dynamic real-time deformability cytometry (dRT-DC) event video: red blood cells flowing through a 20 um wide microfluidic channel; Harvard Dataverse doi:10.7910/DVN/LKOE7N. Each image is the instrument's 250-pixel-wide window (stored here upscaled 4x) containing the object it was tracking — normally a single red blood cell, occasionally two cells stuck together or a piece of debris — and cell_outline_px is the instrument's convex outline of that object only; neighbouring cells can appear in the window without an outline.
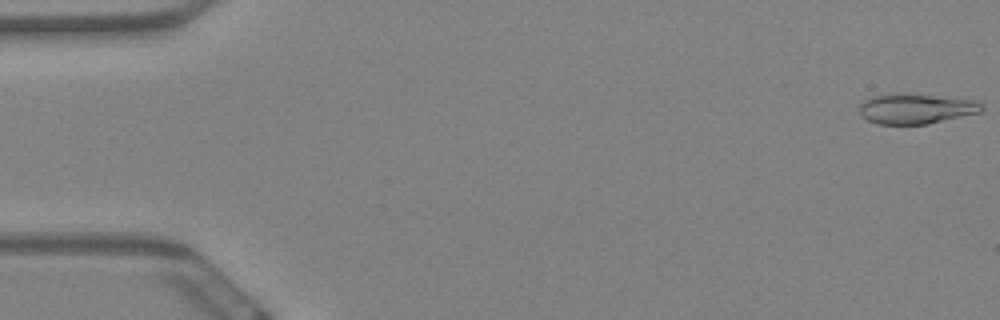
{"species": "Egyptian fruit bat (a non-hibernating species)", "species_latin": "Rousettus aegyptiacus", "temperature_condition": "warm", "stored_images_in_passage": 59, "camera_frame_rate_fps": 3000, "um_per_image_px": 0.085, "animal": {"sex": "female"}, "frame": {"image": 1, "passage_image": 1, "time_ms": 0.0, "image_size_px": [1000, 320], "cell_outline_px": [[984, 108], [980, 112], [928, 124], [876, 124], [868, 120], [860, 112], [860, 104], [864, 100], [872, 96], [896, 92], [976, 100], [984, 104]], "centroid_in_image_um": [77.86, 9.23], "position_along_channel_um": 7.1, "area_um2": 21.56}}
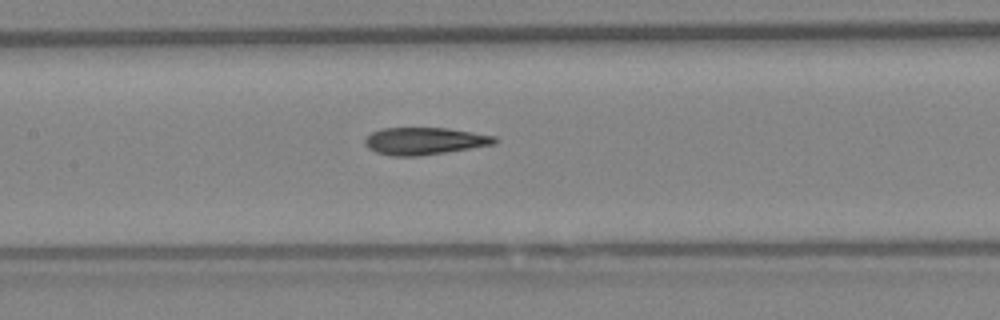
{"frame": {"image": 2, "passage_image": 28, "time_ms": 9.0, "image_size_px": [1000, 320], "cell_outline_px": [[500, 140], [496, 144], [444, 152], [416, 156], [392, 156], [376, 152], [368, 148], [364, 144], [364, 140], [372, 132], [380, 128], [448, 128], [496, 136]], "centroid_in_image_um": [36.09, 11.98], "position_along_channel_um": 171.3, "area_um2": 20.58}}
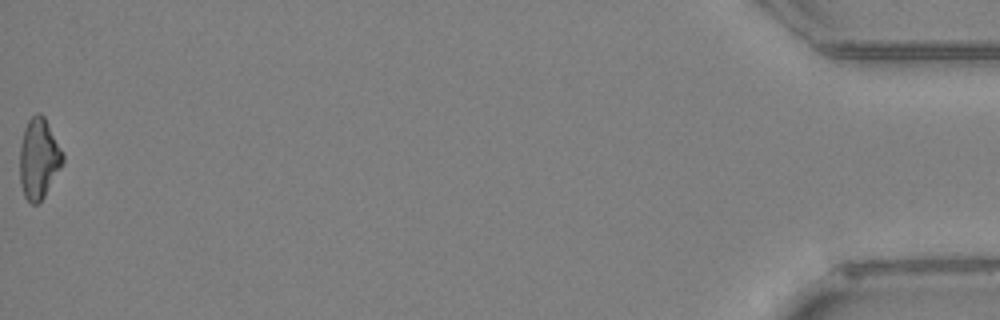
{"frame": {"image": 3, "passage_image": 59, "time_ms": 19.333, "image_size_px": [1000, 320], "cell_outline_px": [[64, 164], [44, 196], [36, 204], [32, 204], [24, 196], [20, 184], [20, 144], [24, 128], [28, 120], [36, 112], [40, 112], [44, 116], [64, 156]], "centroid_in_image_um": [3.29, 13.47], "position_along_channel_um": 431.9, "area_um2": 20.11}, "authors_computed_cell_mechanics": {"area_um2": 20.8658, "velocity_mm_per_s": 3.5019, "shape_relaxation_time_tau1_ms": 6.6187, "shape_relaxation_time_tau2_ms": 3.3343, "deformation_change_tau1": 0.1837, "deformation_change_tau2": 0.1247}}